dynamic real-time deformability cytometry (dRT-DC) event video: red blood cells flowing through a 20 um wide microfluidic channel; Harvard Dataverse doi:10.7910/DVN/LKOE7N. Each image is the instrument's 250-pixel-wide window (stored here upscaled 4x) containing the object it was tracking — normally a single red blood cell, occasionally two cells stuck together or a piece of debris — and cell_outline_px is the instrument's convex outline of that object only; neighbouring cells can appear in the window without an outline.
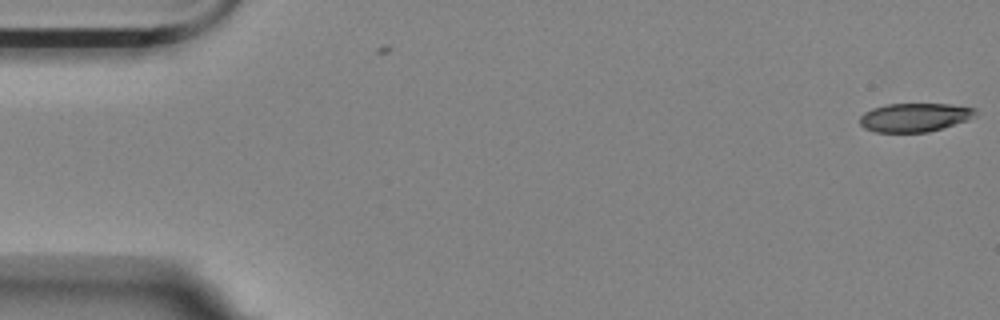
{"species": "Egyptian fruit bat (a non-hibernating species)", "species_latin": "Rousettus aegyptiacus", "temperature_condition": "room temperature", "stored_images_in_passage": 3, "camera_frame_rate_fps": 3000, "um_per_image_px": 0.085, "animal": {"sex": "female"}, "frame": {"image": 1, "passage_image": 3, "time_ms": 0.667, "image_size_px": [1000, 320], "cell_outline_px": [[976, 116], [968, 120], [928, 132], [876, 132], [864, 128], [860, 124], [860, 116], [864, 112], [872, 108], [888, 104], [952, 104], [976, 108]], "centroid_in_image_um": [77.75, 9.97], "position_along_channel_um": 7.2, "area_um2": 19.36}}